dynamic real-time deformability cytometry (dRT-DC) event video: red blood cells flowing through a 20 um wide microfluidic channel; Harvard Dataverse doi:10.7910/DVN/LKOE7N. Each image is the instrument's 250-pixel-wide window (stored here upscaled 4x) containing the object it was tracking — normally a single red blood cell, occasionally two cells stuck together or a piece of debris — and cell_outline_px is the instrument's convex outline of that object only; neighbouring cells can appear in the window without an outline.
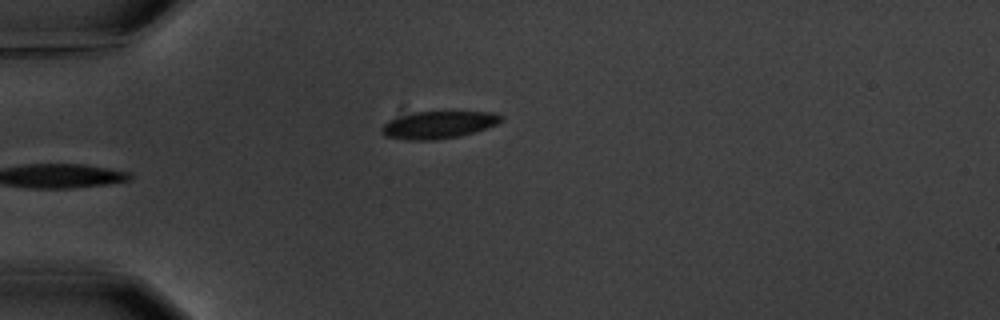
{"species": "common noctule bat (a hibernating species)", "species_latin": "Nyctalus noctula", "temperature_condition": "warm", "stored_images_in_passage": 5, "camera_frame_rate_fps": 3000, "um_per_image_px": 0.085, "animal": {"sex": "male", "body_mass_g": 20.1, "forearm_length_mm": 53.5}, "frame": {"image": 1, "passage_image": 5, "time_ms": 4.667, "image_size_px": [1000, 320], "cell_outline_px": [[504, 120], [500, 124], [460, 136], [432, 140], [408, 140], [384, 136], [380, 132], [380, 128], [388, 120], [416, 112], [496, 112], [504, 116]], "centroid_in_image_um": [37.31, 10.61], "position_along_channel_um": 47.7, "area_um2": 19.13}}